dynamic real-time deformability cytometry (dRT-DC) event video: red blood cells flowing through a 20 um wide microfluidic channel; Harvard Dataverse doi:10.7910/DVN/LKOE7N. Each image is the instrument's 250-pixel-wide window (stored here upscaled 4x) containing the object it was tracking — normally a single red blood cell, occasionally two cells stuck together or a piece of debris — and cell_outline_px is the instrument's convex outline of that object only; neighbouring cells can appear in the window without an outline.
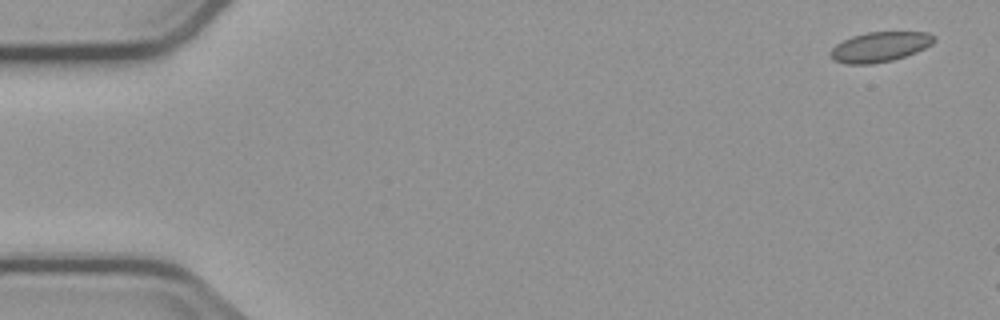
{"species": "common noctule bat (a hibernating species)", "species_latin": "Nyctalus noctula", "temperature_condition": "cold", "stored_images_in_passage": 3, "camera_frame_rate_fps": 3000, "um_per_image_px": 0.085, "animal": {"sex": "male", "body_mass_g": 23.1, "forearm_length_mm": 52.7}, "frame": {"image": 1, "passage_image": 1, "time_ms": 0.0, "image_size_px": [1000, 320], "cell_outline_px": [[936, 40], [932, 44], [916, 52], [892, 60], [872, 64], [844, 64], [832, 60], [828, 56], [828, 52], [836, 44], [852, 36], [868, 32], [928, 32], [936, 36]], "centroid_in_image_um": [74.75, 3.99], "position_along_channel_um": 10.2, "area_um2": 18.26}}